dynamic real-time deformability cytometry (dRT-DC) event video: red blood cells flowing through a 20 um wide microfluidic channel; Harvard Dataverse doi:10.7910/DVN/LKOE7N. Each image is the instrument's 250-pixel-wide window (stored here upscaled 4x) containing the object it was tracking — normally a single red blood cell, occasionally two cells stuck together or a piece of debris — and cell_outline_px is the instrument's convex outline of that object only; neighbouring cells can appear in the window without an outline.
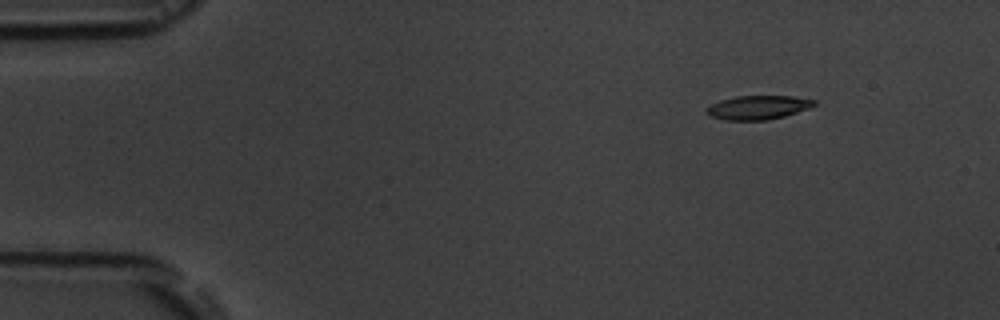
{"species": "common noctule bat (a hibernating species)", "species_latin": "Nyctalus noctula", "temperature_condition": "room temperature", "stored_images_in_passage": 16, "camera_frame_rate_fps": 3000, "um_per_image_px": 0.085, "animal": {"sex": "male", "body_mass_g": 19.5, "forearm_length_mm": 54.6}, "frame": {"image": 1, "passage_image": 2, "time_ms": 1.0, "image_size_px": [1000, 320], "cell_outline_px": [[816, 104], [808, 108], [784, 116], [768, 120], [724, 120], [708, 116], [704, 112], [704, 108], [720, 100], [736, 96], [792, 96], [816, 100]], "centroid_in_image_um": [64.36, 9.14], "position_along_channel_um": 20.6, "area_um2": 15.09}}
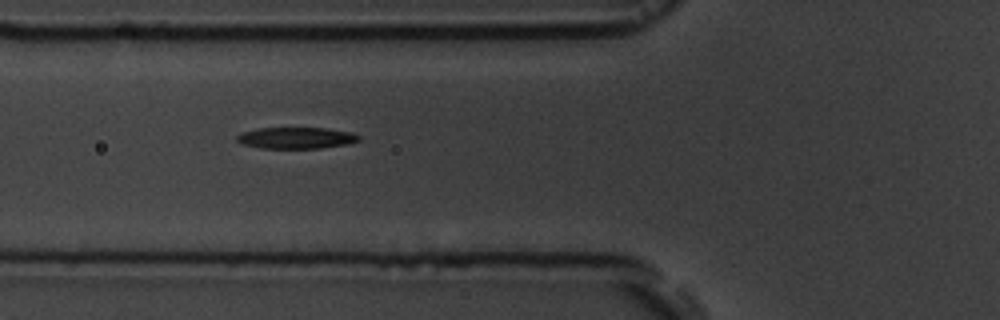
{"frame": {"image": 2, "passage_image": 6, "time_ms": 5.667, "image_size_px": [1000, 320], "cell_outline_px": [[360, 140], [348, 144], [320, 148], [260, 148], [240, 144], [236, 140], [236, 136], [240, 132], [260, 128], [328, 128], [352, 132], [360, 136]], "centroid_in_image_um": [25.16, 11.72], "position_along_channel_um": 100.6, "area_um2": 15.37}}
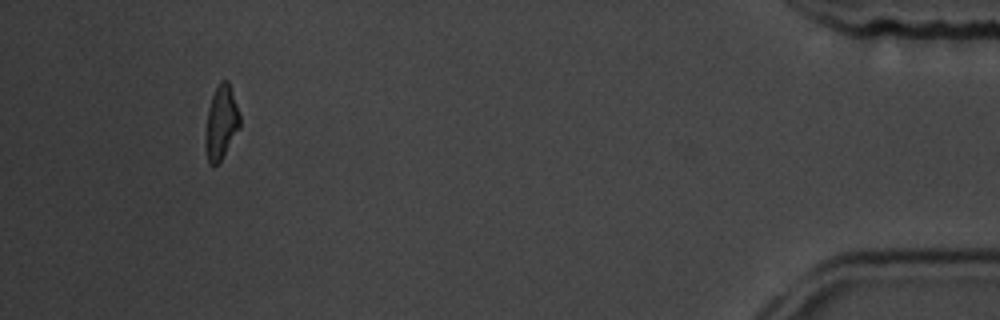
{"frame": {"image": 3, "passage_image": 15, "time_ms": 16.333, "image_size_px": [1000, 320], "cell_outline_px": [[240, 128], [220, 160], [216, 164], [208, 164], [204, 144], [204, 136], [208, 108], [212, 96], [220, 80], [228, 80], [240, 116]], "centroid_in_image_um": [18.77, 10.42], "position_along_channel_um": 416.4, "area_um2": 14.74}, "authors_computed_cell_mechanics": {"area_um2": 15.7505, "velocity_mm_per_s": 3.6138, "shape_relaxation_time_tau1_ms": 2.4086, "shape_relaxation_time_tau2_ms": 1.9387, "deformation_change_tau1": 0.1461, "deformation_change_tau2": 0.106}}